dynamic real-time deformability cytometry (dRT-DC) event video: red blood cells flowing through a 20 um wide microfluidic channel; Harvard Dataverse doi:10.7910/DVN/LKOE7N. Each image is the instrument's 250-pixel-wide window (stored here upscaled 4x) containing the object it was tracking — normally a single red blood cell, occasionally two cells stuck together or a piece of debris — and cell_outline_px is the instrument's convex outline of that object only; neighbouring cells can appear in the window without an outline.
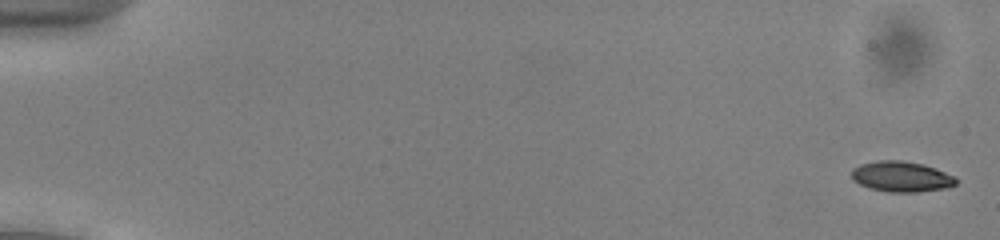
{"species": "common noctule bat (a hibernating species)", "species_latin": "Nyctalus noctula", "temperature_condition": "cold", "stored_images_in_passage": 54, "camera_frame_rate_fps": 3000, "um_per_image_px": 0.085, "animal": {"sex": "male", "body_mass_g": 13.0, "forearm_length_mm": 53.1}, "frame": {"image": 1, "passage_image": 2, "time_ms": 0.333, "image_size_px": [1000, 240], "cell_outline_px": [[956, 184], [948, 188], [920, 192], [888, 192], [868, 188], [852, 180], [852, 168], [860, 164], [876, 160], [900, 160], [924, 164], [936, 168], [956, 176]], "centroid_in_image_um": [76.63, 15.01], "position_along_channel_um": 8.4, "area_um2": 18.9}}
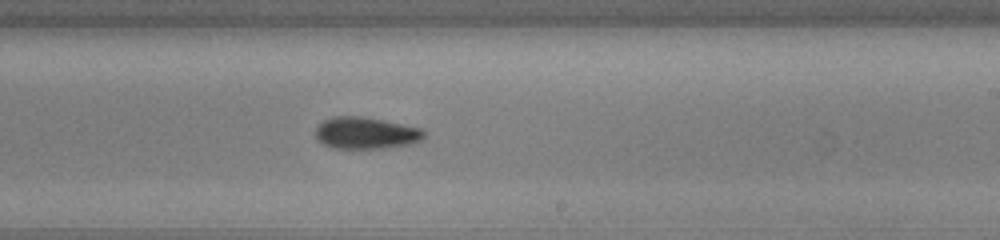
{"frame": {"image": 2, "passage_image": 34, "time_ms": 11.0, "image_size_px": [1000, 240], "cell_outline_px": [[424, 136], [420, 140], [412, 144], [388, 148], [332, 148], [324, 144], [316, 136], [316, 128], [324, 120], [332, 116], [364, 116], [404, 124], [420, 128], [424, 132]], "centroid_in_image_um": [31.11, 11.3], "position_along_channel_um": 257.9, "area_um2": 20.11}}
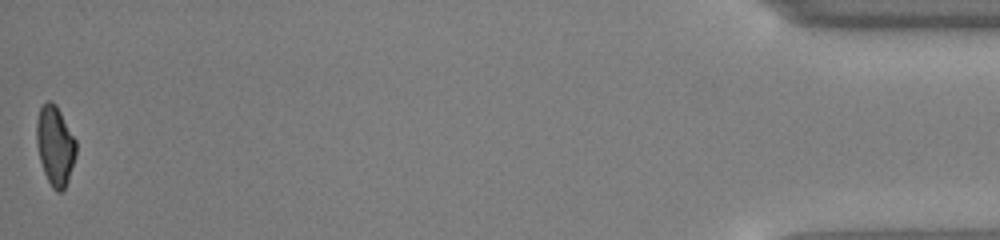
{"frame": {"image": 3, "passage_image": 54, "time_ms": 17.667, "image_size_px": [1000, 240], "cell_outline_px": [[76, 156], [68, 180], [64, 188], [60, 192], [56, 192], [52, 188], [44, 172], [40, 160], [36, 144], [36, 120], [40, 108], [48, 100], [52, 100], [56, 104], [76, 140]], "centroid_in_image_um": [4.68, 12.36], "position_along_channel_um": 430.5, "area_um2": 18.38}, "authors_computed_cell_mechanics": {"area_um2": 19.1607, "velocity_mm_per_s": 3.9298, "shape_relaxation_time_tau1_ms": 4.6175, "shape_relaxation_time_tau2_ms": 5.4482, "deformation_change_tau1": 0.123, "deformation_change_tau2": 0.1266}}